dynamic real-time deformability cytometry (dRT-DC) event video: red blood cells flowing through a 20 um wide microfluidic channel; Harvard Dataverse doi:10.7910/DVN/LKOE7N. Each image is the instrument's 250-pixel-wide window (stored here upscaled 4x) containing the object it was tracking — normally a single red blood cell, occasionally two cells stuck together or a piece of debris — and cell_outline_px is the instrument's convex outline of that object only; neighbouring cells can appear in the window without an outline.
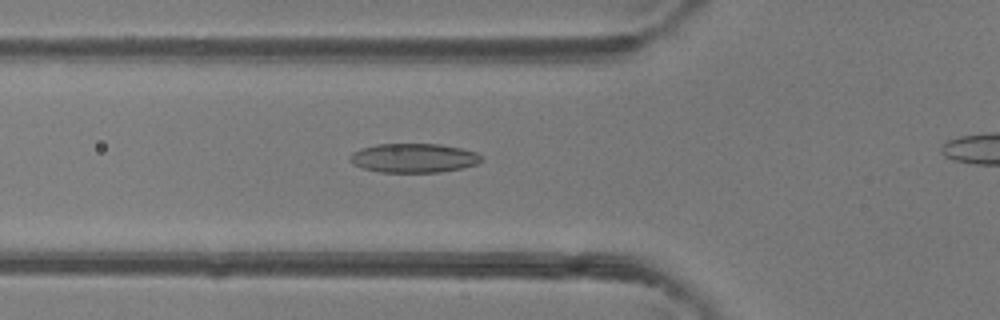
{"species": "common noctule bat (a hibernating species)", "species_latin": "Nyctalus noctula", "temperature_condition": "room temperature", "stored_images_in_passage": 38, "camera_frame_rate_fps": 3000, "um_per_image_px": 0.085, "animal": {"sex": "female"}, "frame": {"image": 1, "passage_image": 16, "time_ms": 5.0, "image_size_px": [1000, 320], "cell_outline_px": [[484, 160], [476, 164], [460, 168], [440, 172], [380, 172], [364, 168], [352, 164], [348, 160], [348, 156], [352, 152], [360, 148], [376, 144], [440, 144], [464, 148], [476, 152]], "centroid_in_image_um": [35.14, 13.42], "position_along_channel_um": 90.7, "area_um2": 22.48}}
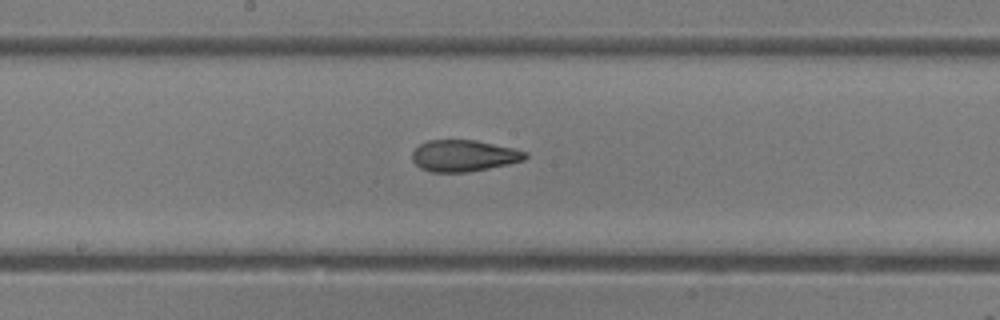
{"frame": {"image": 2, "passage_image": 24, "time_ms": 7.667, "image_size_px": [1000, 320], "cell_outline_px": [[528, 156], [524, 160], [508, 164], [468, 172], [432, 172], [420, 168], [412, 160], [412, 152], [420, 144], [428, 140], [476, 140], [512, 148], [528, 152]], "centroid_in_image_um": [39.41, 13.24], "position_along_channel_um": 208.8, "area_um2": 20.69}}
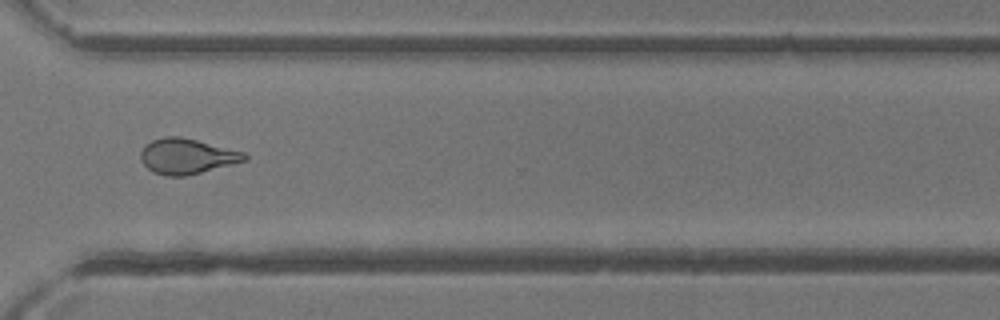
{"frame": {"image": 3, "passage_image": 34, "time_ms": 11.0, "image_size_px": [1000, 320], "cell_outline_px": [[248, 160], [184, 176], [168, 176], [152, 172], [140, 160], [140, 152], [152, 140], [164, 136], [180, 136], [244, 152], [248, 156]], "centroid_in_image_um": [15.87, 13.28], "position_along_channel_um": 354.7, "area_um2": 21.15}}